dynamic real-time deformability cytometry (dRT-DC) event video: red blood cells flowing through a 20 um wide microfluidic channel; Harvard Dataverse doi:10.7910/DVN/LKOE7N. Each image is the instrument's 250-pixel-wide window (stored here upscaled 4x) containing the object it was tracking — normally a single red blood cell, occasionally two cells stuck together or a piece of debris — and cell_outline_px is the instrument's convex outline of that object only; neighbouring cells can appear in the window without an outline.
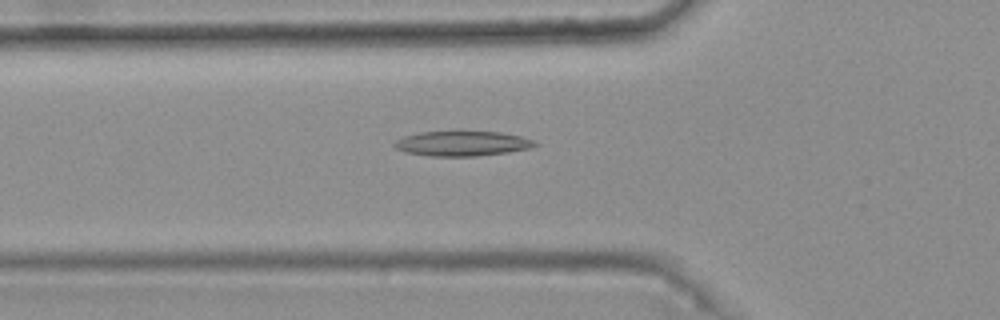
{"species": "common noctule bat (a hibernating species)", "species_latin": "Nyctalus noctula", "temperature_condition": "warm", "stored_images_in_passage": 37, "camera_frame_rate_fps": 3000, "um_per_image_px": 0.085, "animal": {"sex": "female", "body_mass_g": 25.1}, "frame": {"image": 1, "passage_image": 7, "time_ms": 2.0, "image_size_px": [1000, 320], "cell_outline_px": [[540, 144], [532, 148], [508, 152], [476, 156], [428, 156], [404, 152], [396, 148], [392, 144], [396, 140], [404, 136], [420, 132], [500, 132], [520, 136], [532, 140]], "centroid_in_image_um": [39.28, 12.21], "position_along_channel_um": 86.5, "area_um2": 20.35}}
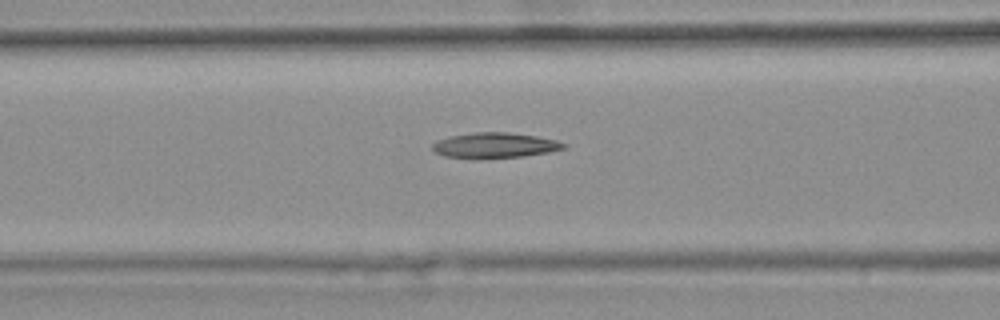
{"frame": {"image": 2, "passage_image": 10, "time_ms": 3.0, "image_size_px": [1000, 320], "cell_outline_px": [[568, 148], [548, 152], [524, 156], [484, 160], [476, 160], [444, 156], [436, 152], [432, 148], [432, 144], [436, 140], [448, 136], [476, 132], [508, 132], [536, 136], [556, 140], [568, 144]], "centroid_in_image_um": [42.04, 12.38], "position_along_channel_um": 124.6, "area_um2": 20.0}}
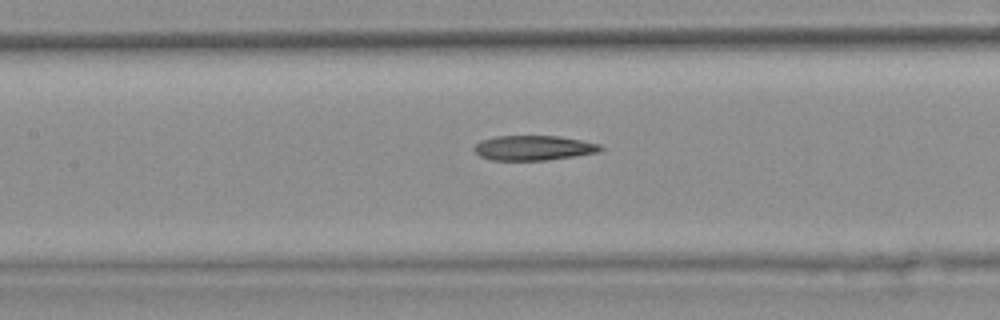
{"frame": {"image": 3, "passage_image": 13, "time_ms": 4.0, "image_size_px": [1000, 320], "cell_outline_px": [[604, 148], [600, 152], [548, 160], [492, 160], [480, 156], [472, 148], [480, 140], [496, 136], [560, 136], [600, 144]], "centroid_in_image_um": [45.35, 12.57], "position_along_channel_um": 162.0, "area_um2": 18.32}, "authors_computed_cell_mechanics": {"area_um2": 18.785, "velocity_mm_per_s": 3.7538, "shape_relaxation_time_tau1_ms": null, "shape_relaxation_time_tau2_ms": 7.1396, "deformation_change_tau1": null, "deformation_change_tau2": 0.2097}}